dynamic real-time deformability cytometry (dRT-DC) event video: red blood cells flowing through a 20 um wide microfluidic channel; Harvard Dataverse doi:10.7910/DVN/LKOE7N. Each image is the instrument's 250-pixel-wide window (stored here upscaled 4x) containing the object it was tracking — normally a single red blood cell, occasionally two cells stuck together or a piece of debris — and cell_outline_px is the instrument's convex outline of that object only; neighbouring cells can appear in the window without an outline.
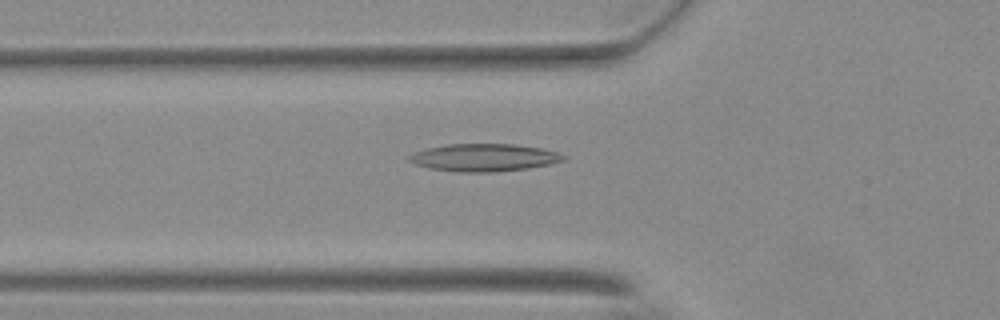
{"species": "Egyptian fruit bat (a non-hibernating species)", "species_latin": "Rousettus aegyptiacus", "temperature_condition": "warm", "stored_images_in_passage": 36, "camera_frame_rate_fps": 3000, "um_per_image_px": 0.085, "animal": {"sex": "female"}, "frame": {"image": 1, "passage_image": 3, "time_ms": 0.667, "image_size_px": [1000, 320], "cell_outline_px": [[568, 156], [564, 160], [552, 164], [528, 168], [496, 172], [460, 172], [428, 168], [416, 164], [408, 160], [408, 156], [416, 152], [428, 148], [448, 144], [512, 144], [540, 148], [556, 152]], "centroid_in_image_um": [41.17, 13.4], "position_along_channel_um": 84.6, "area_um2": 24.68}}
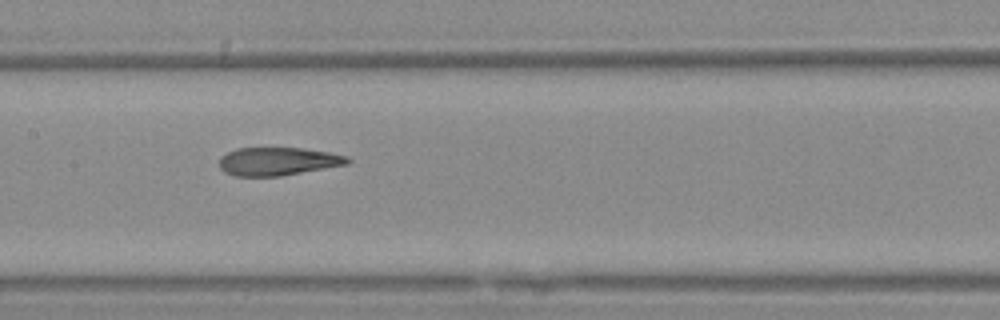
{"frame": {"image": 2, "passage_image": 11, "time_ms": 3.333, "image_size_px": [1000, 320], "cell_outline_px": [[352, 160], [348, 164], [280, 176], [236, 176], [224, 172], [220, 168], [220, 156], [236, 148], [304, 148], [328, 152], [348, 156]], "centroid_in_image_um": [23.63, 13.71], "position_along_channel_um": 183.8, "area_um2": 21.04}}
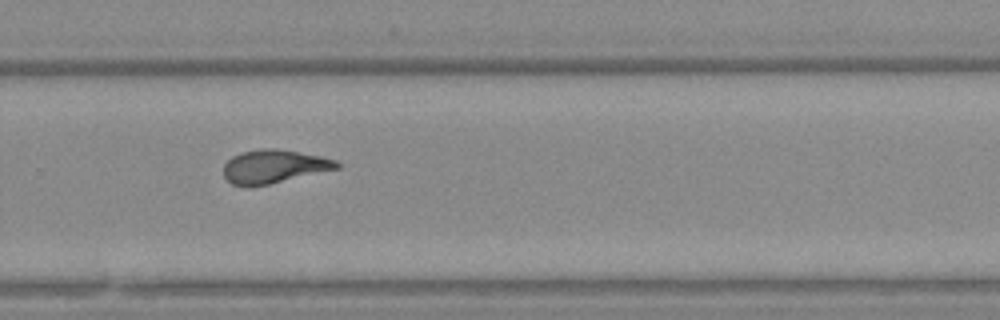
{"frame": {"image": 3, "passage_image": 21, "time_ms": 6.667, "image_size_px": [1000, 320], "cell_outline_px": [[340, 168], [268, 184], [248, 188], [244, 188], [232, 184], [224, 176], [224, 164], [232, 156], [240, 152], [260, 148], [276, 148], [320, 156], [336, 160], [340, 164]], "centroid_in_image_um": [23.24, 14.16], "position_along_channel_um": 306.6, "area_um2": 22.2}, "authors_computed_cell_mechanics": {"area_um2": 22.0218, "velocity_mm_per_s": 3.694, "shape_relaxation_time_tau1_ms": null, "shape_relaxation_time_tau2_ms": 2.2062, "deformation_change_tau1": null, "deformation_change_tau2": 0.1072}}